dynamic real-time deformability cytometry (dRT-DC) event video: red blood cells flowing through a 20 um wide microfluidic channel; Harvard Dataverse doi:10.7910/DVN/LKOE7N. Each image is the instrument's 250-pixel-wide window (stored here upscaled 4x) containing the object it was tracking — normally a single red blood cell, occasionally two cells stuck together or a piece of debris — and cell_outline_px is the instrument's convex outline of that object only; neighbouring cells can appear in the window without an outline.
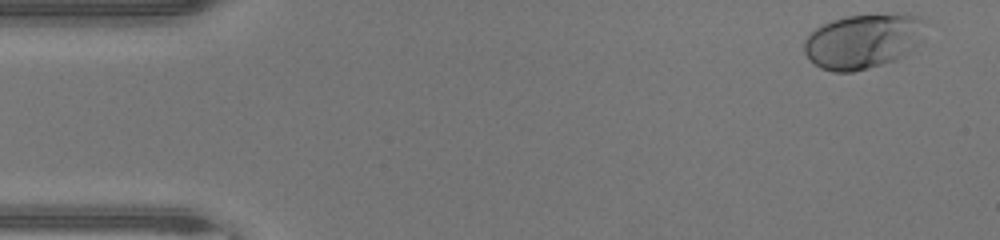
{"species": "human", "species_latin": "Homo sapiens", "temperature_condition": "warm", "stored_images_in_passage": 40, "camera_frame_rate_fps": 3000, "um_per_image_px": 0.085, "donor": {"sex": "male"}, "frame": {"image": 1, "passage_image": 1, "time_ms": 0.0, "image_size_px": [1000, 240], "cell_outline_px": [[924, 40], [908, 52], [896, 60], [868, 68], [852, 72], [832, 72], [820, 68], [804, 52], [804, 40], [816, 28], [832, 20], [844, 16], [920, 16], [924, 20]], "centroid_in_image_um": [73.36, 3.53], "position_along_channel_um": 11.6, "area_um2": 38.03}}
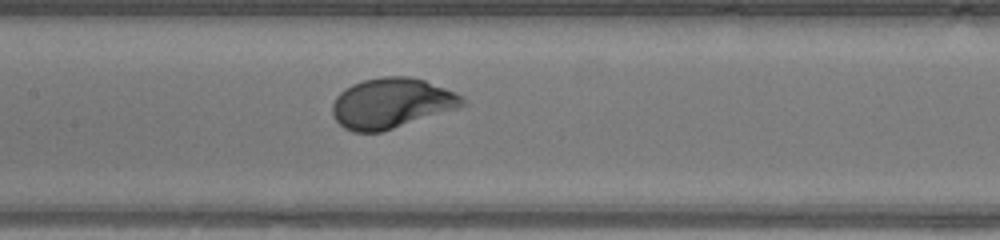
{"frame": {"image": 2, "passage_image": 21, "time_ms": 6.667, "image_size_px": [1000, 240], "cell_outline_px": [[468, 104], [460, 108], [380, 132], [352, 132], [344, 128], [332, 116], [332, 104], [336, 96], [344, 88], [352, 84], [364, 80], [384, 76], [408, 76], [424, 80], [456, 92], [464, 96]], "centroid_in_image_um": [33.3, 8.77], "position_along_channel_um": 174.1, "area_um2": 38.32}}
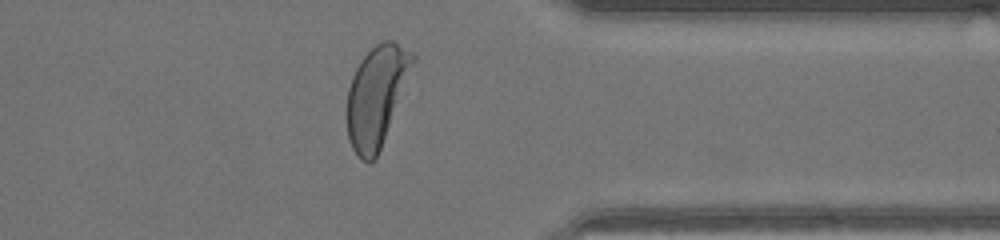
{"frame": {"image": 3, "passage_image": 36, "time_ms": 11.667, "image_size_px": [1000, 240], "cell_outline_px": [[416, 60], [380, 148], [376, 156], [368, 164], [360, 160], [352, 148], [348, 140], [344, 112], [348, 88], [352, 76], [360, 60], [376, 44], [384, 40], [392, 40], [412, 52], [416, 56]], "centroid_in_image_um": [31.95, 8.17], "position_along_channel_um": 379.4, "area_um2": 38.61}, "authors_computed_cell_mechanics": {"area_um2": 37.5411, "velocity_mm_per_s": 4.3182, "shape_relaxation_time_tau1_ms": 1.7747, "shape_relaxation_time_tau2_ms": null, "deformation_change_tau1": 0.164, "deformation_change_tau2": null}}